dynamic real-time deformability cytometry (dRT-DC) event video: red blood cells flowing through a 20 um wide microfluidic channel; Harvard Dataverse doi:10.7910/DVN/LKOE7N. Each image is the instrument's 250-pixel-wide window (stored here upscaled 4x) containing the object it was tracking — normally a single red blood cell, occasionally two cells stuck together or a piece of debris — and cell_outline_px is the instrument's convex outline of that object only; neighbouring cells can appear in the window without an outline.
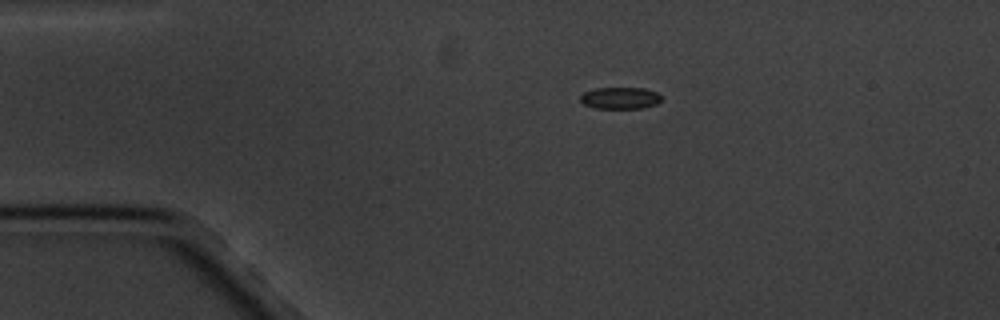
{"species": "common noctule bat (a hibernating species)", "species_latin": "Nyctalus noctula", "temperature_condition": "cold", "stored_images_in_passage": 4, "camera_frame_rate_fps": 3000, "um_per_image_px": 0.085, "animal": {"sex": "male", "body_mass_g": 20.1, "forearm_length_mm": 53.5}, "frame": {"image": 1, "passage_image": 1, "time_ms": 0.0, "image_size_px": [1000, 320], "cell_outline_px": [[660, 100], [656, 104], [644, 108], [592, 108], [584, 104], [580, 100], [580, 96], [584, 92], [596, 88], [644, 88], [656, 92], [660, 96]], "centroid_in_image_um": [52.69, 8.33], "position_along_channel_um": 32.3, "area_um2": 10.23}}
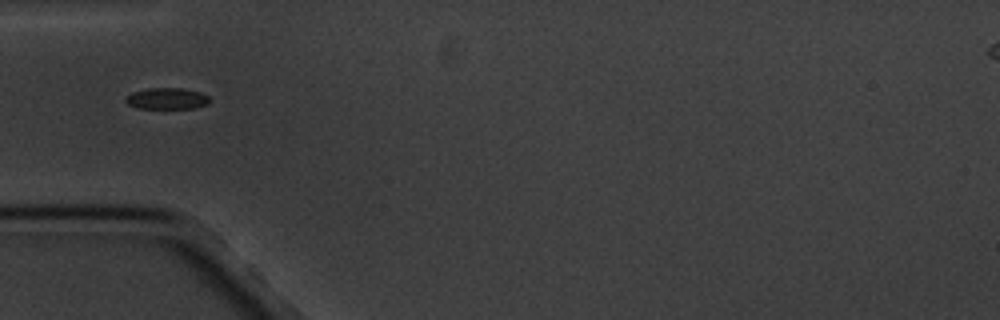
{"frame": {"image": 2, "passage_image": 3, "time_ms": 2.333, "image_size_px": [1000, 320], "cell_outline_px": [[208, 104], [196, 108], [136, 108], [128, 104], [124, 100], [132, 92], [148, 88], [180, 88], [200, 92], [208, 96]], "centroid_in_image_um": [14.17, 8.38], "position_along_channel_um": 70.8, "area_um2": 10.35}}
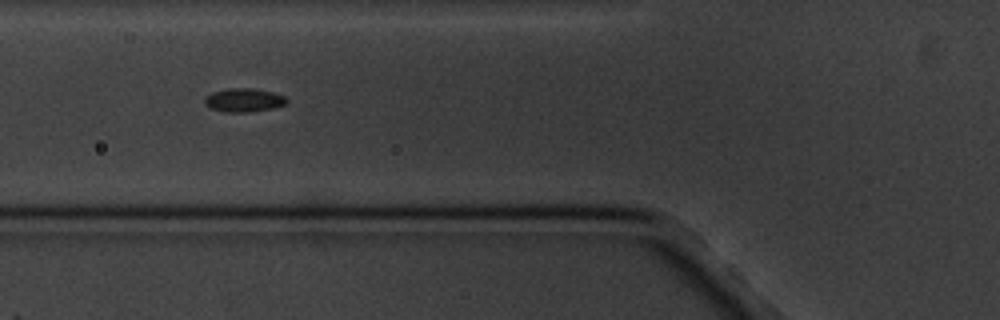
{"frame": {"image": 3, "passage_image": 4, "time_ms": 3.333, "image_size_px": [1000, 320], "cell_outline_px": [[288, 100], [284, 104], [272, 108], [248, 112], [224, 112], [208, 108], [204, 104], [204, 96], [212, 92], [228, 88], [252, 88], [272, 92], [284, 96]], "centroid_in_image_um": [20.65, 8.51], "position_along_channel_um": 105.1, "area_um2": 11.33}}